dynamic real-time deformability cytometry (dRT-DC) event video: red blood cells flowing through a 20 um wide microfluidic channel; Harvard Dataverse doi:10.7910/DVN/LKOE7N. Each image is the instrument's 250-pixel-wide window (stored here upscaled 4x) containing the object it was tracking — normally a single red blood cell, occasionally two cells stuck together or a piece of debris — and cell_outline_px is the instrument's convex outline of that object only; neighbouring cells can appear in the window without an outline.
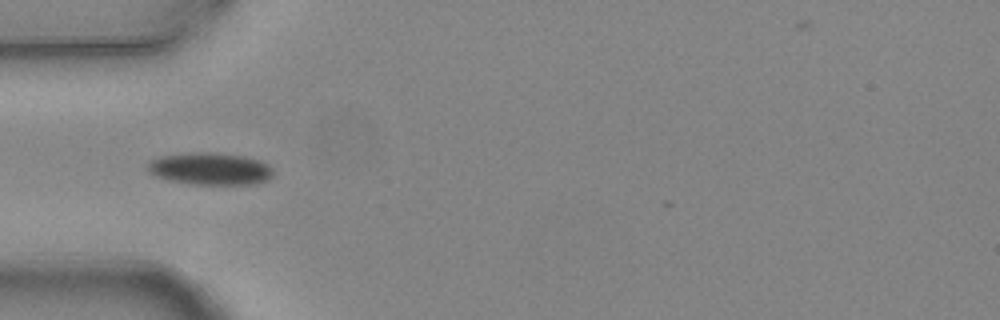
{"species": "common noctule bat (a hibernating species)", "species_latin": "Nyctalus noctula", "temperature_condition": "warm", "stored_images_in_passage": 7, "camera_frame_rate_fps": 3000, "um_per_image_px": 0.085, "animal": {"sex": "female", "body_mass_g": 24.6, "forearm_length_mm": 56.2}, "frame": {"image": 1, "passage_image": 5, "time_ms": 1.333, "image_size_px": [1000, 320], "cell_outline_px": [[272, 176], [268, 180], [256, 184], [192, 184], [168, 180], [156, 176], [148, 172], [148, 164], [152, 160], [160, 156], [192, 152], [212, 152], [244, 156], [268, 164], [272, 168]], "centroid_in_image_um": [17.86, 14.35], "position_along_channel_um": 67.1, "area_um2": 23.52}}
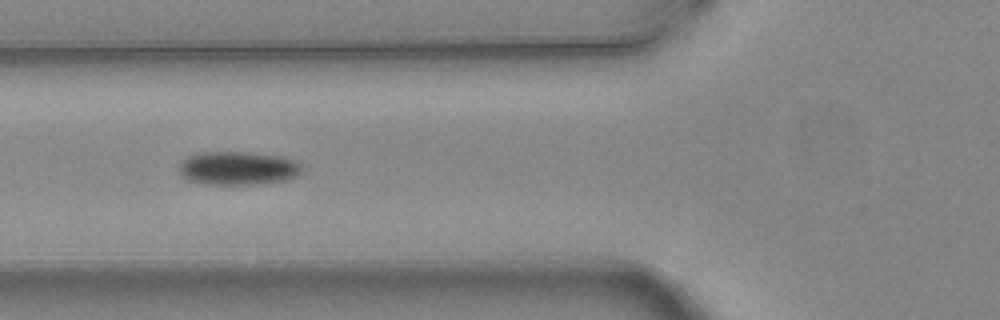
{"frame": {"image": 2, "passage_image": 6, "time_ms": 1.667, "image_size_px": [1000, 320], "cell_outline_px": [[300, 172], [296, 176], [284, 180], [260, 184], [204, 184], [188, 180], [180, 172], [180, 160], [196, 152], [248, 152], [284, 156], [296, 160], [300, 164]], "centroid_in_image_um": [20.21, 14.28], "position_along_channel_um": 105.6, "area_um2": 24.1}}
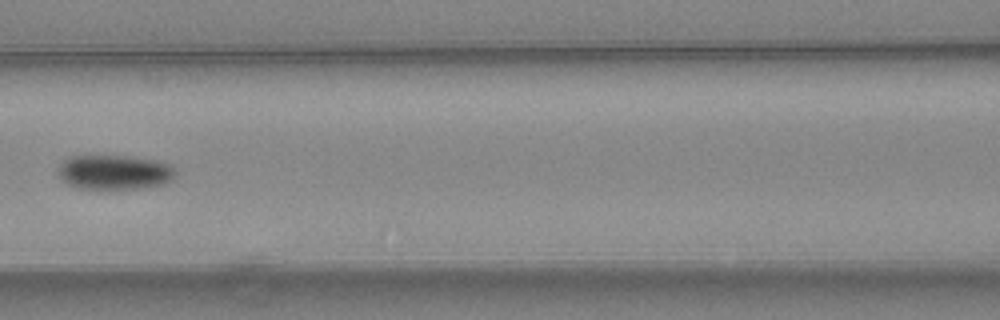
{"frame": {"image": 3, "passage_image": 7, "time_ms": 2.0, "image_size_px": [1000, 320], "cell_outline_px": [[176, 176], [164, 184], [144, 188], [80, 188], [68, 184], [60, 180], [56, 172], [60, 164], [64, 160], [72, 156], [132, 156], [156, 160], [168, 164], [176, 172]], "centroid_in_image_um": [9.7, 14.63], "position_along_channel_um": 156.9, "area_um2": 23.7}}